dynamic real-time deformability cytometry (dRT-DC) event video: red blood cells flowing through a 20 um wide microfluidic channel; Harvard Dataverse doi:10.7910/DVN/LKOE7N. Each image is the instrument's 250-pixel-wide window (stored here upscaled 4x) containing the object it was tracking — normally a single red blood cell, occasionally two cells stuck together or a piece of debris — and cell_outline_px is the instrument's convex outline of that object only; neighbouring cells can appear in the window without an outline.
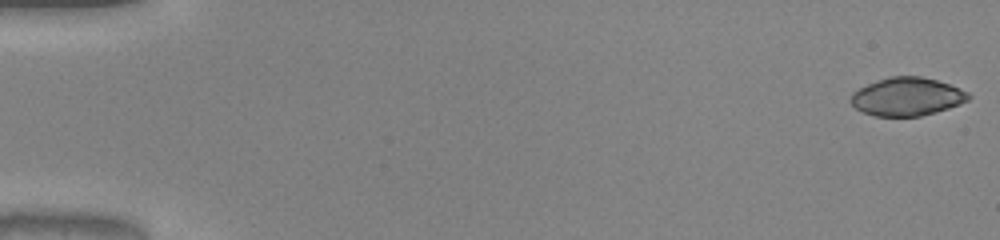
{"species": "common noctule bat (a hibernating species)", "species_latin": "Nyctalus noctula", "temperature_condition": "warm", "stored_images_in_passage": 51, "camera_frame_rate_fps": 3000, "um_per_image_px": 0.085, "animal": {"sex": "male", "body_mass_g": 20.0, "forearm_length_mm": 53.3}, "frame": {"image": 1, "passage_image": 1, "time_ms": 0.0, "image_size_px": [1000, 240], "cell_outline_px": [[972, 96], [968, 100], [960, 104], [936, 112], [920, 116], [876, 116], [864, 112], [856, 108], [852, 104], [852, 92], [868, 84], [888, 76], [920, 76], [936, 80], [948, 84], [968, 92]], "centroid_in_image_um": [77.11, 8.21], "position_along_channel_um": 7.9, "area_um2": 25.95}}
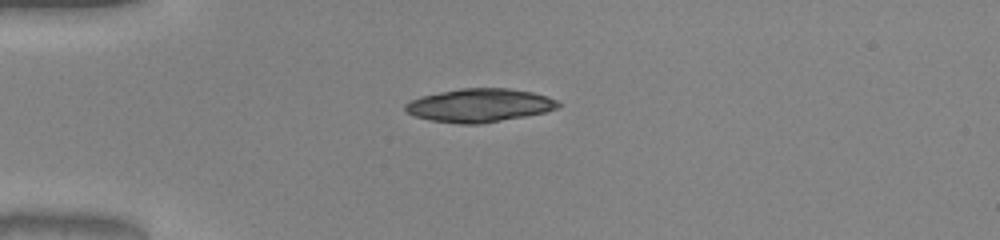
{"frame": {"image": 2, "passage_image": 14, "time_ms": 4.333, "image_size_px": [1000, 240], "cell_outline_px": [[560, 104], [556, 108], [544, 112], [524, 116], [480, 124], [460, 124], [432, 120], [416, 116], [404, 112], [404, 104], [420, 96], [460, 88], [508, 88], [532, 92], [548, 96], [556, 100]], "centroid_in_image_um": [40.72, 8.95], "position_along_channel_um": 44.3, "area_um2": 29.59}}